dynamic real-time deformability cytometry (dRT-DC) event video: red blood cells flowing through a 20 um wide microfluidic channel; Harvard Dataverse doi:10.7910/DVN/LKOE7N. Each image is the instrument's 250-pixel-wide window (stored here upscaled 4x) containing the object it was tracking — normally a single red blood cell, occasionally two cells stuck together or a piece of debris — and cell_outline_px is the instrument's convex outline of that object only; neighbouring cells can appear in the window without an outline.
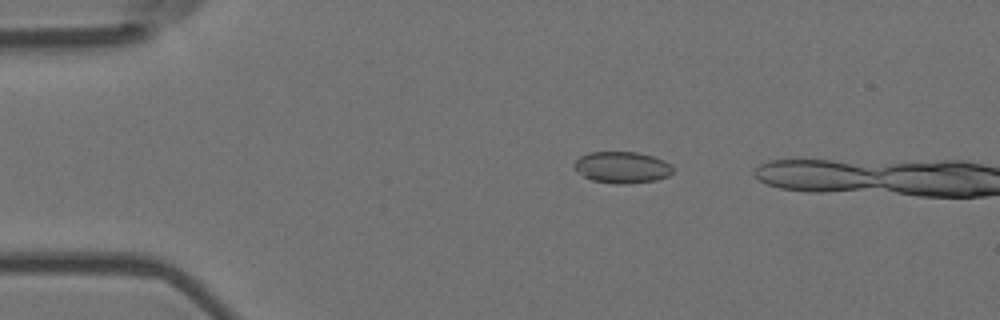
{"species": "Egyptian fruit bat (a non-hibernating species)", "species_latin": "Rousettus aegyptiacus", "temperature_condition": "room temperature", "stored_images_in_passage": 4, "camera_frame_rate_fps": 3000, "um_per_image_px": 0.085, "animal": {"sex": "female"}, "frame": {"image": 1, "passage_image": 3, "time_ms": 0.667, "image_size_px": [1000, 320], "cell_outline_px": [[672, 172], [668, 176], [656, 180], [624, 184], [616, 184], [592, 180], [584, 176], [572, 164], [580, 156], [588, 152], [636, 152], [652, 156], [664, 160], [672, 168]], "centroid_in_image_um": [52.86, 14.22], "position_along_channel_um": 32.1, "area_um2": 17.92}}